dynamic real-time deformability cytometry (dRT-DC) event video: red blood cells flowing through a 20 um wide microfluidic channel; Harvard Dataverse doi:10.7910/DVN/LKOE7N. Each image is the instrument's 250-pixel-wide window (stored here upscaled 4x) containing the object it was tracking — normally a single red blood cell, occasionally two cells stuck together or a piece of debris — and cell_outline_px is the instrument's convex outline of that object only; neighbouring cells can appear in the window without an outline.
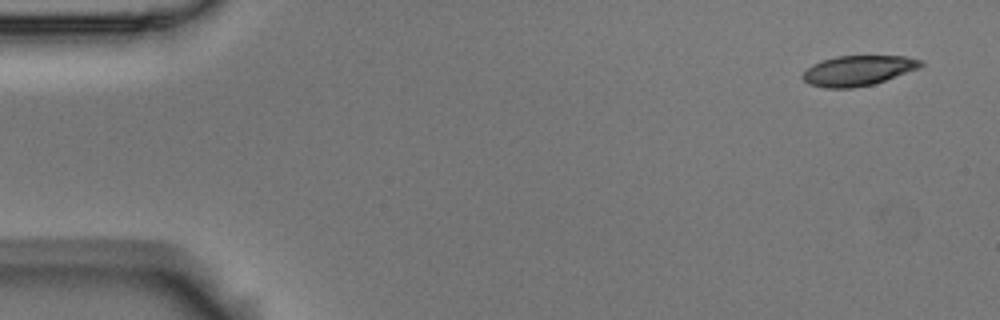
{"species": "Egyptian fruit bat (a non-hibernating species)", "species_latin": "Rousettus aegyptiacus", "temperature_condition": "room temperature", "stored_images_in_passage": 6, "segment_of_instrument_passage": [2, 2], "camera_frame_rate_fps": 3000, "um_per_image_px": 0.085, "animal": {"sex": "male"}, "frame": {"image": 1, "passage_image": 6, "time_ms": 1.667, "image_size_px": [1000, 320], "cell_outline_px": [[924, 64], [920, 68], [872, 84], [852, 88], [824, 88], [808, 84], [800, 76], [812, 64], [836, 56], [904, 56], [920, 60]], "centroid_in_image_um": [72.9, 6.0], "position_along_channel_um": 12.1, "area_um2": 20.58}}